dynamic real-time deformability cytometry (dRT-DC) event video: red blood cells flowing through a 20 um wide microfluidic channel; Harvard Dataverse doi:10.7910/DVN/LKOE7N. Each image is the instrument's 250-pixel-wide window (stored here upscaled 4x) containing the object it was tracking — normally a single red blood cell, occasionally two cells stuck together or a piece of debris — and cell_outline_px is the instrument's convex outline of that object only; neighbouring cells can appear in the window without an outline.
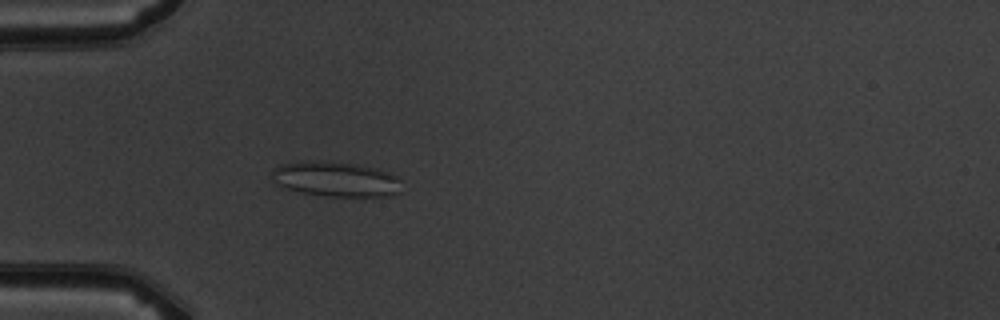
{"species": "common noctule bat (a hibernating species)", "species_latin": "Nyctalus noctula", "temperature_condition": "warm", "stored_images_in_passage": 5, "camera_frame_rate_fps": 3000, "um_per_image_px": 0.085, "animal": {"sex": "male", "body_mass_g": 19.5, "forearm_length_mm": 54.6}, "frame": {"image": 1, "passage_image": 5, "time_ms": 4.667, "image_size_px": [1000, 320], "cell_outline_px": [[400, 192], [388, 196], [328, 196], [304, 192], [288, 188], [276, 184], [272, 176], [272, 172], [280, 164], [304, 160], [324, 160], [352, 164], [372, 168], [396, 176], [400, 180]], "centroid_in_image_um": [28.51, 15.22], "position_along_channel_um": 56.5, "area_um2": 26.07}}